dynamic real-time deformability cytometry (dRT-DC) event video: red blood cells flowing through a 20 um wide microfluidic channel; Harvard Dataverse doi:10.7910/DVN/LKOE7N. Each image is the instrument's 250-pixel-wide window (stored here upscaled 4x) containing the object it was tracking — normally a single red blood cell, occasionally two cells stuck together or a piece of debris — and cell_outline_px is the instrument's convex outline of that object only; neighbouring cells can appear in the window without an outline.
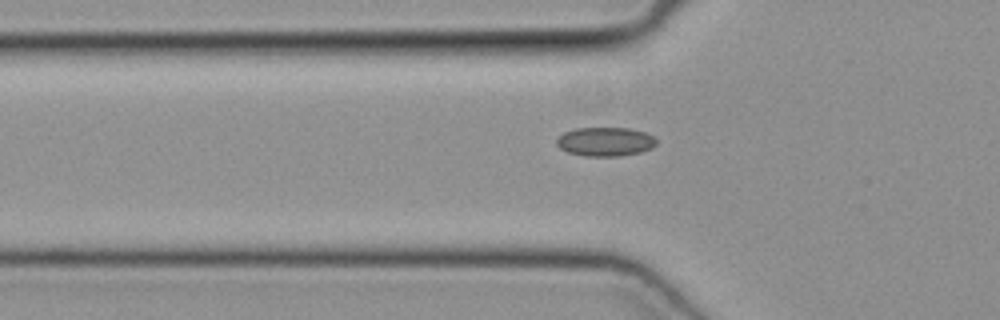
{"species": "common noctule bat (a hibernating species)", "species_latin": "Nyctalus noctula", "temperature_condition": "cold", "stored_images_in_passage": 37, "camera_frame_rate_fps": 3000, "um_per_image_px": 0.085, "animal": {"sex": "female", "body_mass_g": 19.3, "forearm_length_mm": 54.1}, "frame": {"image": 1, "passage_image": 10, "time_ms": 3.0, "image_size_px": [1000, 320], "cell_outline_px": [[656, 144], [652, 148], [640, 152], [620, 156], [584, 156], [568, 152], [560, 148], [556, 144], [556, 140], [564, 132], [576, 128], [628, 128], [644, 132], [652, 136], [656, 140]], "centroid_in_image_um": [51.43, 12.04], "position_along_channel_um": 74.4, "area_um2": 16.76}}
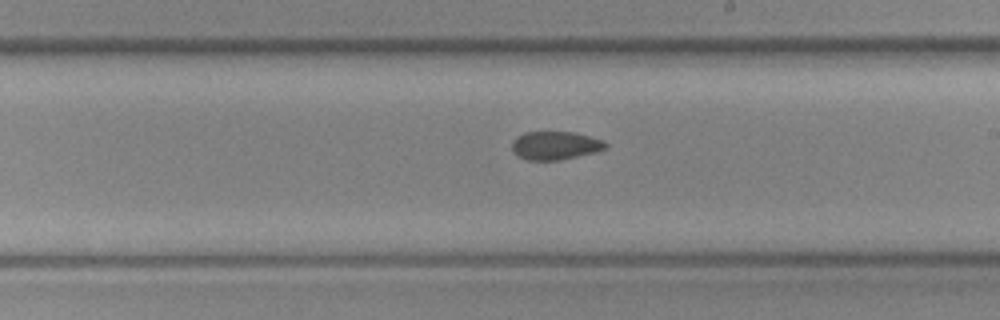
{"frame": {"image": 2, "passage_image": 22, "time_ms": 7.0, "image_size_px": [1000, 320], "cell_outline_px": [[608, 148], [596, 152], [560, 160], [528, 160], [516, 156], [512, 152], [512, 140], [516, 136], [524, 132], [576, 132], [604, 140], [608, 144]], "centroid_in_image_um": [47.19, 12.36], "position_along_channel_um": 241.8, "area_um2": 15.78}}
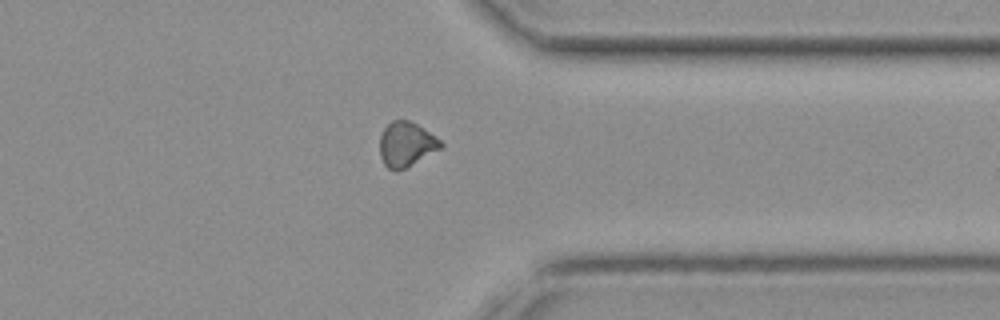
{"frame": {"image": 3, "passage_image": 32, "time_ms": 10.333, "image_size_px": [1000, 320], "cell_outline_px": [[444, 144], [440, 148], [404, 168], [388, 168], [384, 164], [380, 156], [380, 136], [384, 128], [392, 120], [408, 120], [424, 128], [440, 140]], "centroid_in_image_um": [34.51, 12.22], "position_along_channel_um": 376.9, "area_um2": 15.37}}